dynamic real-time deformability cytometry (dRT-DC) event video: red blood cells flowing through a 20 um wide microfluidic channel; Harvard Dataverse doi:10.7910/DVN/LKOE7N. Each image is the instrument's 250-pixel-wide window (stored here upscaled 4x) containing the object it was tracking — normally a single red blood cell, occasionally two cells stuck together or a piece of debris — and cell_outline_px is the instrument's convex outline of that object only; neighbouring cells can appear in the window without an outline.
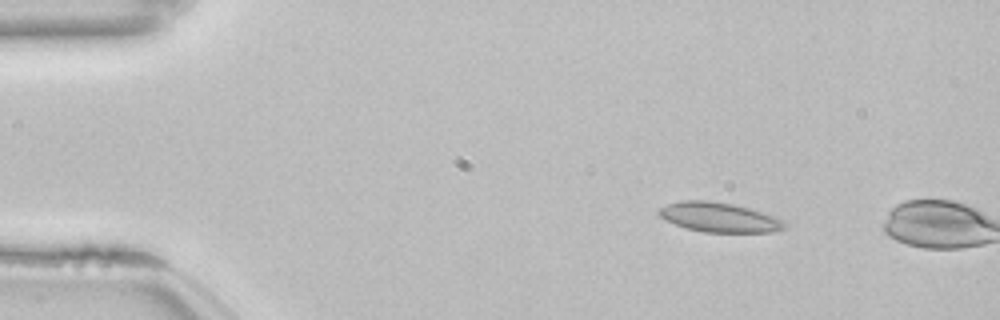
{"species": "common noctule bat (a hibernating species)", "species_latin": "Nyctalus noctula", "temperature_condition": "room temperature", "stored_images_in_passage": 3, "camera_frame_rate_fps": 3000, "um_per_image_px": 0.085, "animal": {"sex": "female", "body_mass_g": 22.7, "forearm_length_mm": 54.2}, "frame": {"image": 1, "passage_image": 1, "time_ms": 0.0, "image_size_px": [1000, 320], "cell_outline_px": [[788, 228], [772, 232], [704, 232], [688, 228], [664, 220], [656, 212], [660, 208], [668, 204], [680, 200], [708, 200], [732, 204], [748, 208], [776, 216], [784, 220], [788, 224]], "centroid_in_image_um": [61.17, 18.47], "position_along_channel_um": 23.8, "area_um2": 21.79}}